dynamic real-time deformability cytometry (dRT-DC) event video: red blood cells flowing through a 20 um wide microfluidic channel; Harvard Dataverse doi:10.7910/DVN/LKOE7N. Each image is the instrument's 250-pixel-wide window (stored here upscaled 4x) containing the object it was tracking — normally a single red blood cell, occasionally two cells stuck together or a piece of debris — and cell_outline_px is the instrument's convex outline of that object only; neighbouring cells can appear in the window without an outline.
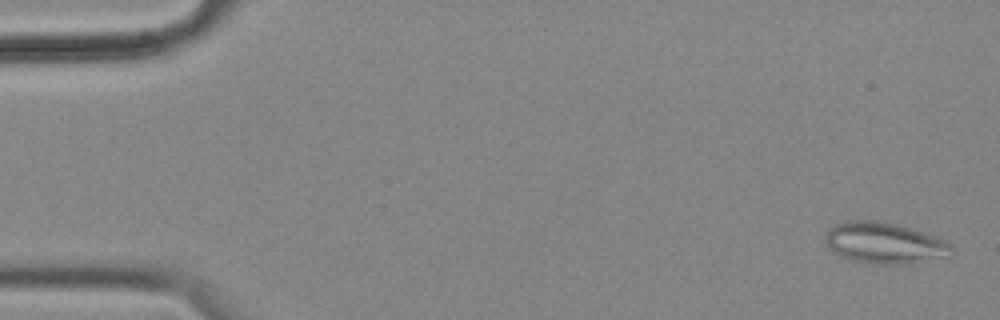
{"species": "common noctule bat (a hibernating species)", "species_latin": "Nyctalus noctula", "temperature_condition": "cold", "stored_images_in_passage": 56, "camera_frame_rate_fps": 3000, "um_per_image_px": 0.085, "animal": {"sex": "female", "body_mass_g": 18.4}, "frame": {"image": 1, "passage_image": 2, "time_ms": 0.333, "image_size_px": [1000, 320], "cell_outline_px": [[952, 248], [940, 256], [908, 264], [884, 264], [852, 260], [832, 252], [828, 244], [828, 232], [836, 224], [848, 220], [876, 220], [896, 224], [924, 232], [948, 244]], "centroid_in_image_um": [75.09, 20.63], "position_along_channel_um": 9.9, "area_um2": 28.96}}
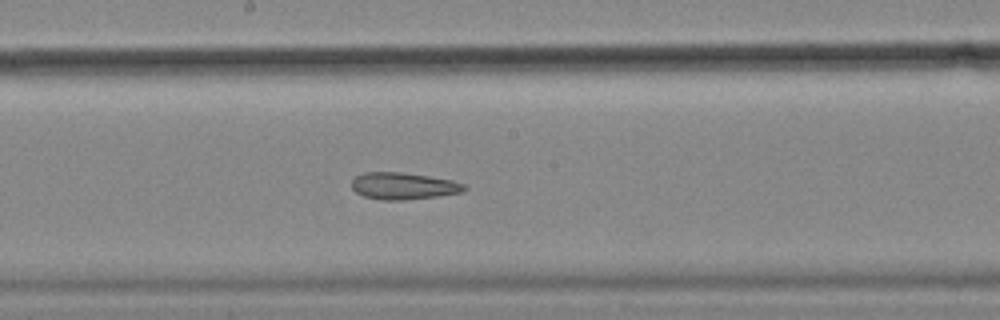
{"frame": {"image": 2, "passage_image": 30, "time_ms": 9.667, "image_size_px": [1000, 320], "cell_outline_px": [[468, 188], [464, 192], [440, 196], [404, 200], [384, 200], [364, 196], [356, 192], [352, 188], [352, 180], [356, 176], [364, 172], [400, 172], [428, 176], [452, 180], [464, 184]], "centroid_in_image_um": [34.32, 15.81], "position_along_channel_um": 213.9, "area_um2": 17.69}}
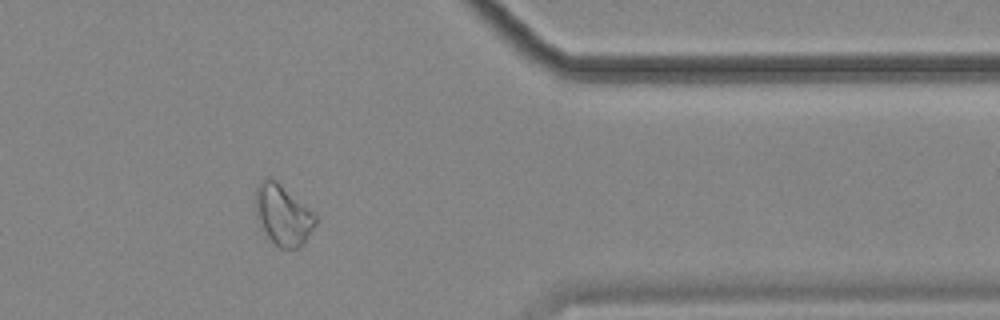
{"frame": {"image": 3, "passage_image": 46, "time_ms": 15.0, "image_size_px": [1000, 320], "cell_outline_px": [[316, 224], [304, 244], [296, 248], [280, 248], [268, 236], [256, 216], [256, 188], [264, 180], [272, 176], [316, 212]], "centroid_in_image_um": [24.11, 18.24], "position_along_channel_um": 387.3, "area_um2": 21.15}, "authors_computed_cell_mechanics": {"area_um2": 21.7906, "velocity_mm_per_s": 3.5709, "shape_relaxation_time_tau1_ms": null, "shape_relaxation_time_tau2_ms": 5.7878, "deformation_change_tau1": null, "deformation_change_tau2": 0.1404}}